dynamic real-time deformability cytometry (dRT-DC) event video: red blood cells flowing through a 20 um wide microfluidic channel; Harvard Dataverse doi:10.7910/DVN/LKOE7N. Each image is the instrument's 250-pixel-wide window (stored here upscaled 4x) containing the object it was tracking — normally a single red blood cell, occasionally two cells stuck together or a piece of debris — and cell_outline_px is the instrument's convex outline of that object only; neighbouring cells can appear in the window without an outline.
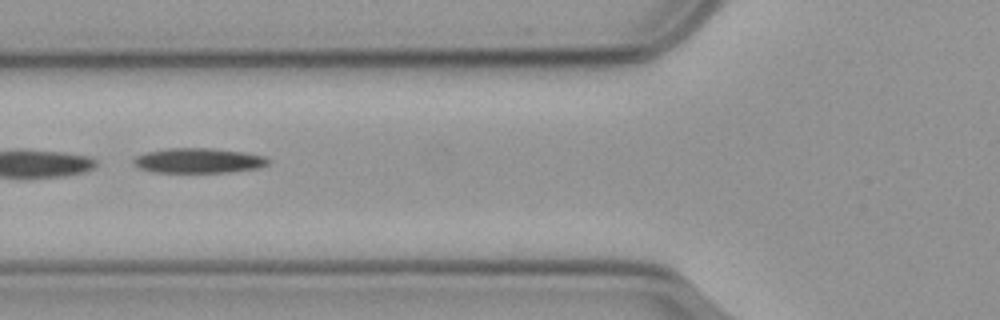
{"species": "common noctule bat (a hibernating species)", "species_latin": "Nyctalus noctula", "temperature_condition": "cold", "stored_images_in_passage": 16, "camera_frame_rate_fps": 3000, "um_per_image_px": 0.085, "animal": {"sex": "male", "body_mass_g": 23.1, "forearm_length_mm": 52.7}, "frame": {"image": 1, "passage_image": 12, "time_ms": 3.667, "image_size_px": [1000, 320], "cell_outline_px": [[268, 164], [260, 168], [228, 172], [156, 172], [140, 168], [132, 164], [132, 160], [136, 156], [148, 152], [168, 148], [212, 148], [244, 152], [264, 156], [268, 160]], "centroid_in_image_um": [16.87, 13.65], "position_along_channel_um": 108.9, "area_um2": 19.48}}